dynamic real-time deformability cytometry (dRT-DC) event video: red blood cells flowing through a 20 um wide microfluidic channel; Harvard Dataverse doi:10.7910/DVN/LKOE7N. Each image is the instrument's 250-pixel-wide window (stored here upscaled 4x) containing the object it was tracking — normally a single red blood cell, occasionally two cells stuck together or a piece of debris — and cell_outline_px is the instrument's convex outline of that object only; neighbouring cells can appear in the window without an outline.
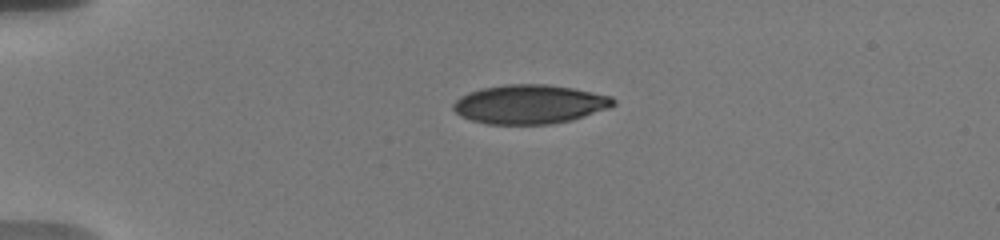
{"species": "human", "species_latin": "Homo sapiens", "temperature_condition": "warm", "stored_images_in_passage": 23, "camera_frame_rate_fps": 3000, "um_per_image_px": 0.085, "donor": {"sex": "male"}, "frame": {"image": 1, "passage_image": 1, "time_ms": 0.0, "image_size_px": [1000, 240], "cell_outline_px": [[616, 104], [608, 108], [572, 120], [552, 124], [488, 124], [472, 120], [460, 116], [452, 108], [452, 104], [460, 96], [468, 92], [480, 88], [504, 84], [548, 84], [572, 88], [612, 96], [616, 100]], "centroid_in_image_um": [45.0, 8.85], "position_along_channel_um": 40.0, "area_um2": 36.59}}
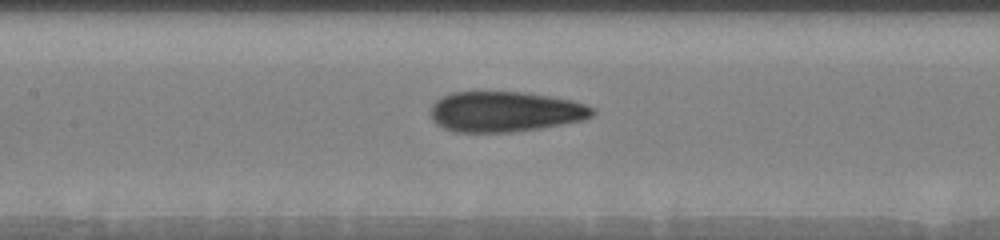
{"frame": {"image": 2, "passage_image": 9, "time_ms": 4.667, "image_size_px": [1000, 240], "cell_outline_px": [[596, 112], [592, 116], [584, 120], [540, 128], [512, 132], [452, 132], [436, 124], [432, 120], [428, 112], [432, 104], [436, 100], [452, 92], [524, 92], [572, 100], [596, 108]], "centroid_in_image_um": [42.91, 9.5], "position_along_channel_um": 164.5, "area_um2": 38.38}}
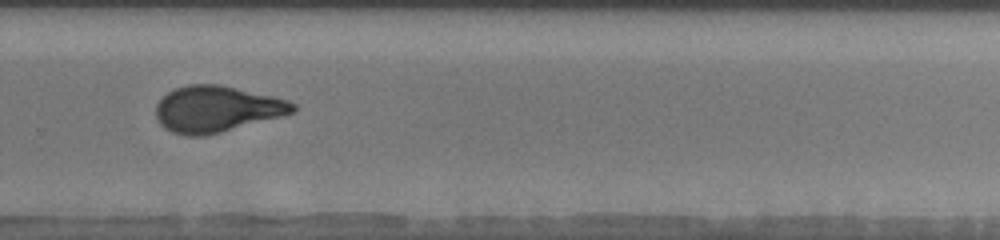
{"frame": {"image": 3, "passage_image": 16, "time_ms": 8.667, "image_size_px": [1000, 240], "cell_outline_px": [[296, 108], [292, 112], [284, 116], [204, 136], [188, 136], [172, 132], [164, 128], [160, 124], [156, 116], [156, 104], [168, 92], [176, 88], [188, 84], [220, 84], [272, 96], [288, 100], [296, 104]], "centroid_in_image_um": [18.41, 9.27], "position_along_channel_um": 311.4, "area_um2": 36.82}, "authors_computed_cell_mechanics": {"area_um2": 37.0498, "velocity_mm_per_s": 3.6796, "shape_relaxation_time_tau1_ms": 7.7758, "shape_relaxation_time_tau2_ms": 0.9689, "deformation_change_tau1": 0.2173, "deformation_change_tau2": 0.0504}}